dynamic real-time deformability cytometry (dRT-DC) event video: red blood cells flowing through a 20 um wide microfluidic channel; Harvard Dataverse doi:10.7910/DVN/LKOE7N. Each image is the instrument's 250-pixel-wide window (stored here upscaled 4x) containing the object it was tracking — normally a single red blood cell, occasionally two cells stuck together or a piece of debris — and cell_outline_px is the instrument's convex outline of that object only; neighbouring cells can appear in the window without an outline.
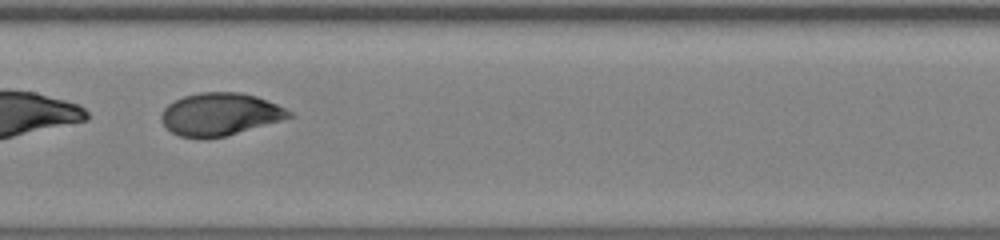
{"species": "human", "species_latin": "Homo sapiens", "temperature_condition": "warm", "stored_images_in_passage": 52, "segment_of_instrument_passage": [2, 2], "camera_frame_rate_fps": 3000, "um_per_image_px": 0.085, "donor": {"sex": "male"}, "frame": {"image": 1, "passage_image": 27, "time_ms": 8.667, "image_size_px": [1000, 240], "cell_outline_px": [[296, 116], [224, 136], [204, 140], [200, 140], [180, 136], [172, 132], [160, 120], [160, 116], [164, 108], [168, 104], [184, 96], [200, 92], [240, 92], [256, 96], [296, 112]], "centroid_in_image_um": [18.71, 9.72], "position_along_channel_um": 188.7, "area_um2": 31.91}}
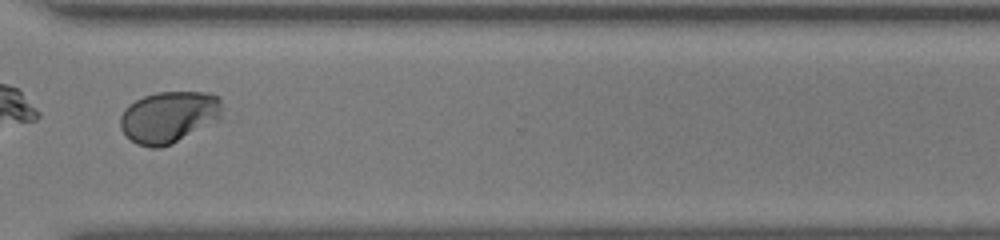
{"frame": {"image": 2, "passage_image": 40, "time_ms": 13.0, "image_size_px": [1000, 240], "cell_outline_px": [[220, 120], [172, 144], [160, 148], [152, 148], [136, 144], [120, 128], [120, 116], [124, 108], [136, 100], [144, 96], [156, 92], [208, 92], [220, 96]], "centroid_in_image_um": [14.36, 9.95], "position_along_channel_um": 356.2, "area_um2": 30.81}}